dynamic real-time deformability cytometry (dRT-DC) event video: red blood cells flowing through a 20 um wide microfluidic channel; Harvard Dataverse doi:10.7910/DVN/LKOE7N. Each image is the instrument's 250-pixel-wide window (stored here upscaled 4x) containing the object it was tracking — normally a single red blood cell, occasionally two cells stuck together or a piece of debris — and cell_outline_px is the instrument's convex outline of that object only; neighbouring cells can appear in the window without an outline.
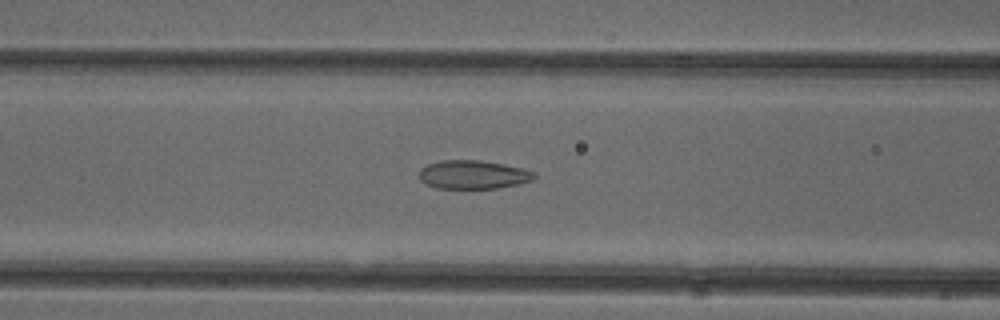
{"species": "common noctule bat (a hibernating species)", "species_latin": "Nyctalus noctula", "temperature_condition": "cold", "stored_images_in_passage": 42, "camera_frame_rate_fps": 3000, "um_per_image_px": 0.085, "animal": {"sex": "female"}, "frame": {"image": 1, "passage_image": 11, "time_ms": 3.333, "image_size_px": [1000, 320], "cell_outline_px": [[536, 176], [532, 180], [520, 184], [496, 188], [436, 188], [424, 184], [420, 180], [420, 168], [428, 164], [440, 160], [480, 160], [504, 164], [536, 172]], "centroid_in_image_um": [40.2, 14.84], "position_along_channel_um": 126.4, "area_um2": 19.25}}
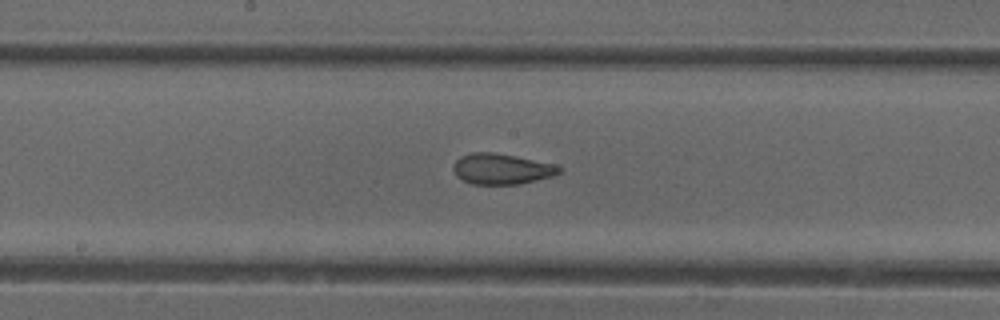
{"frame": {"image": 2, "passage_image": 17, "time_ms": 5.333, "image_size_px": [1000, 320], "cell_outline_px": [[564, 168], [560, 172], [552, 176], [520, 184], [472, 184], [456, 176], [452, 168], [452, 164], [460, 156], [472, 152], [492, 152], [516, 156], [552, 164]], "centroid_in_image_um": [42.6, 14.35], "position_along_channel_um": 205.6, "area_um2": 18.9}}
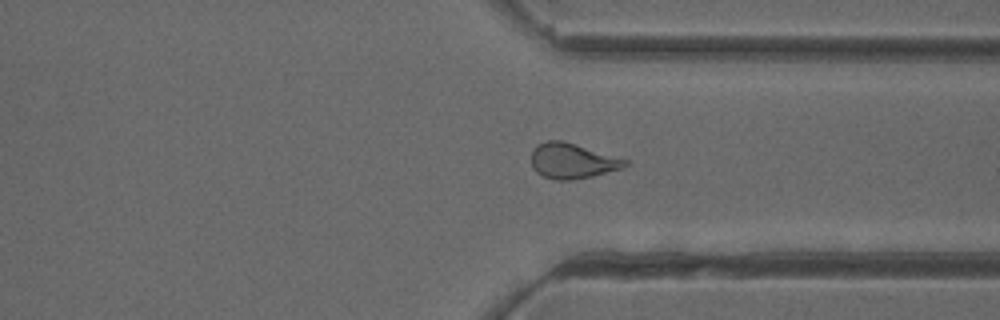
{"frame": {"image": 3, "passage_image": 29, "time_ms": 9.333, "image_size_px": [1000, 320], "cell_outline_px": [[628, 164], [624, 168], [592, 176], [572, 180], [556, 180], [544, 176], [536, 172], [532, 168], [532, 148], [536, 144], [548, 140], [564, 140], [628, 160]], "centroid_in_image_um": [48.63, 13.66], "position_along_channel_um": 362.8, "area_um2": 19.42}, "authors_computed_cell_mechanics": {"area_um2": 19.4208, "velocity_mm_per_s": 3.9439, "shape_relaxation_time_tau1_ms": null, "shape_relaxation_time_tau2_ms": 1.5012, "deformation_change_tau1": null, "deformation_change_tau2": 0.0901}}